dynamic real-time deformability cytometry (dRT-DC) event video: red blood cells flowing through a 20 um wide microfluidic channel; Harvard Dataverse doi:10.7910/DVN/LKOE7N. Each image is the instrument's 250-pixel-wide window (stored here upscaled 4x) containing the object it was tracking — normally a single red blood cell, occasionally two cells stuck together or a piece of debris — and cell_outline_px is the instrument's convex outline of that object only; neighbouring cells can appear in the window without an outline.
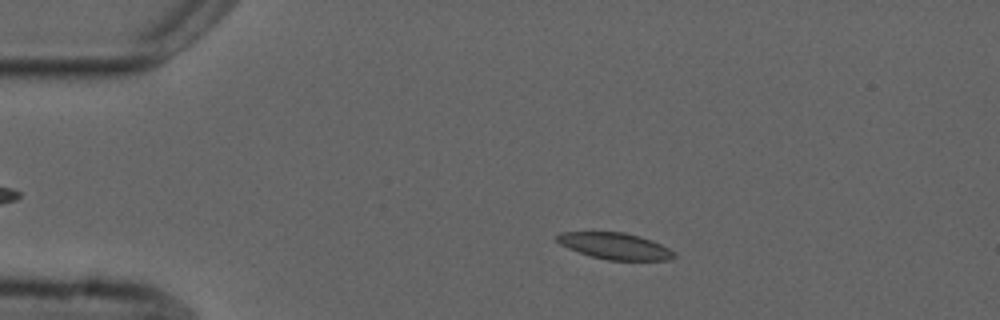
{"species": "common noctule bat (a hibernating species)", "species_latin": "Nyctalus noctula", "temperature_condition": "cold", "stored_images_in_passage": 2, "camera_frame_rate_fps": 3000, "um_per_image_px": 0.085, "animal": {"sex": "male", "forearm_length_mm": 52.5}, "frame": {"image": 1, "passage_image": 1, "time_ms": 0.0, "image_size_px": [1000, 320], "cell_outline_px": [[676, 256], [668, 260], [608, 260], [592, 256], [568, 248], [560, 244], [552, 236], [560, 232], [624, 232], [640, 236], [652, 240], [676, 252]], "centroid_in_image_um": [52.26, 20.9], "position_along_channel_um": 32.7, "area_um2": 18.09}}